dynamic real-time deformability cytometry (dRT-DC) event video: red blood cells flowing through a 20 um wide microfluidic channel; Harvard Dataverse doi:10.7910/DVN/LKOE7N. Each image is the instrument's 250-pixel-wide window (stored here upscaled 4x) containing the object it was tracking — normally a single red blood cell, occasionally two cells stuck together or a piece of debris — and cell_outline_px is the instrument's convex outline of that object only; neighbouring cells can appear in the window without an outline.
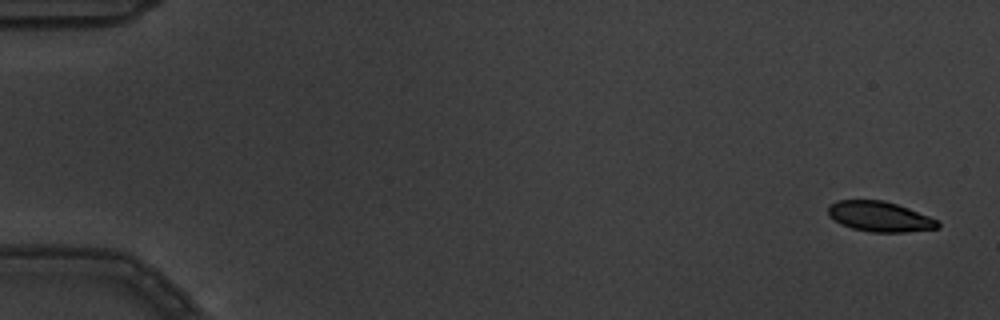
{"species": "common noctule bat (a hibernating species)", "species_latin": "Nyctalus noctula", "temperature_condition": "warm", "stored_images_in_passage": 6, "camera_frame_rate_fps": 3000, "um_per_image_px": 0.085, "animal": {"sex": "male", "body_mass_g": 19.5, "forearm_length_mm": 54.6}, "frame": {"image": 1, "passage_image": 1, "time_ms": 0.0, "image_size_px": [1000, 320], "cell_outline_px": [[940, 228], [904, 232], [868, 232], [852, 228], [840, 224], [828, 216], [828, 204], [836, 200], [884, 200], [908, 208], [928, 216], [936, 220], [940, 224]], "centroid_in_image_um": [74.73, 18.41], "position_along_channel_um": 10.3, "area_um2": 19.36}}